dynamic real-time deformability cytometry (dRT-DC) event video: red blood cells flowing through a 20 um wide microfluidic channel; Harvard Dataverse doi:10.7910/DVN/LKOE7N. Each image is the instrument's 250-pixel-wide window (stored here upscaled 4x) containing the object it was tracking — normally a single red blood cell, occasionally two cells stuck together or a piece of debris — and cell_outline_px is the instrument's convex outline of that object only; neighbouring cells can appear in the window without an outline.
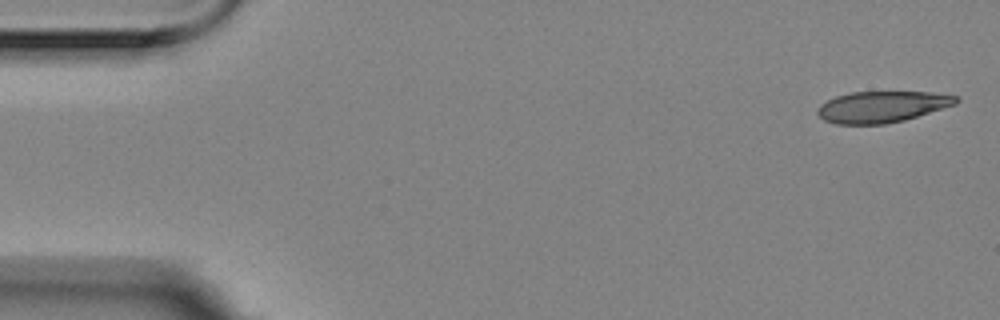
{"species": "Egyptian fruit bat (a non-hibernating species)", "species_latin": "Rousettus aegyptiacus", "temperature_condition": "room temperature", "stored_images_in_passage": 4, "camera_frame_rate_fps": 3000, "um_per_image_px": 0.085, "animal": {"sex": "female"}, "frame": {"image": 1, "passage_image": 1, "time_ms": 0.0, "image_size_px": [1000, 320], "cell_outline_px": [[960, 100], [956, 104], [904, 120], [884, 124], [836, 124], [824, 120], [816, 112], [820, 104], [836, 96], [852, 92], [932, 92], [956, 96]], "centroid_in_image_um": [74.96, 9.07], "position_along_channel_um": 10.0, "area_um2": 25.09}}
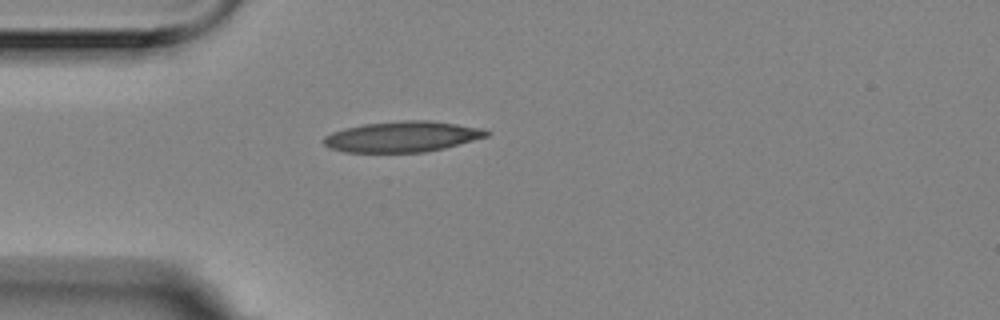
{"frame": {"image": 2, "passage_image": 4, "time_ms": 1.0, "image_size_px": [1000, 320], "cell_outline_px": [[492, 132], [488, 136], [444, 148], [424, 152], [344, 152], [332, 148], [324, 144], [320, 140], [324, 136], [332, 132], [344, 128], [364, 124], [404, 120], [428, 120], [456, 124], [480, 128]], "centroid_in_image_um": [34.17, 11.61], "position_along_channel_um": 50.8, "area_um2": 29.02}}